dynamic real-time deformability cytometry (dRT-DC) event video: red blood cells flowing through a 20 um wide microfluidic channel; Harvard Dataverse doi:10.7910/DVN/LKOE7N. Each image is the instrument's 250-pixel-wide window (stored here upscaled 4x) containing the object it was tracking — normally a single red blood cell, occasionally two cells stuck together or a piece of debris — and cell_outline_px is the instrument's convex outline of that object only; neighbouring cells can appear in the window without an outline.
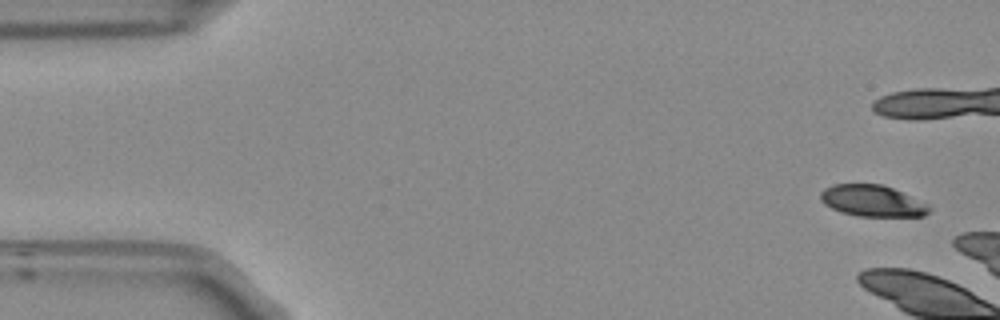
{"species": "Egyptian fruit bat (a non-hibernating species)", "species_latin": "Rousettus aegyptiacus", "temperature_condition": "room temperature", "stored_images_in_passage": 4, "camera_frame_rate_fps": 3000, "um_per_image_px": 0.085, "frame": {"image": 1, "passage_image": 1, "time_ms": 0.0, "image_size_px": [1000, 320], "cell_outline_px": [[932, 208], [924, 216], [860, 216], [840, 212], [824, 204], [820, 200], [820, 192], [824, 188], [832, 184], [880, 184], [892, 188], [928, 204]], "centroid_in_image_um": [74.12, 17.07], "position_along_channel_um": 10.9, "area_um2": 19.83}}